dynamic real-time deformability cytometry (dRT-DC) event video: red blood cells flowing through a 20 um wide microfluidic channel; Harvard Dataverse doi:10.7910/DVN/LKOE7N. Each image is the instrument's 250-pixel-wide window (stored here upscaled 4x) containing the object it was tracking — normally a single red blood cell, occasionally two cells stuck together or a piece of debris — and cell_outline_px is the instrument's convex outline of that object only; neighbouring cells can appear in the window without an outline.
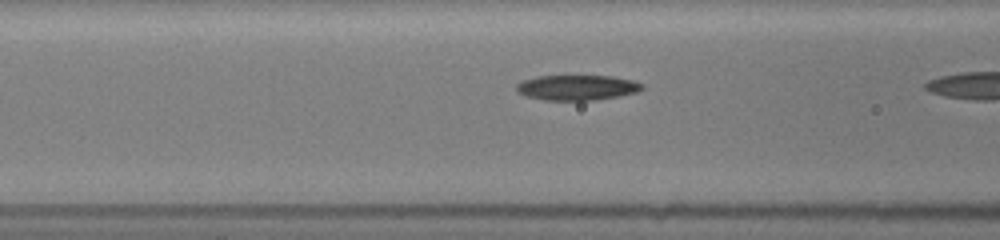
{"species": "common noctule bat (a hibernating species)", "species_latin": "Nyctalus noctula", "temperature_condition": "room temperature", "stored_images_in_passage": 11, "camera_frame_rate_fps": 3000, "um_per_image_px": 0.085, "animal": {"sex": "female", "body_mass_g": 19.5, "forearm_length_mm": 54.1}, "frame": {"image": 1, "passage_image": 8, "time_ms": 3.0, "image_size_px": [1000, 240], "cell_outline_px": [[644, 88], [636, 92], [620, 96], [596, 100], [544, 100], [524, 96], [516, 92], [516, 84], [524, 80], [536, 76], [612, 76], [632, 80], [644, 84]], "centroid_in_image_um": [49.03, 7.45], "position_along_channel_um": 117.6, "area_um2": 18.61}}
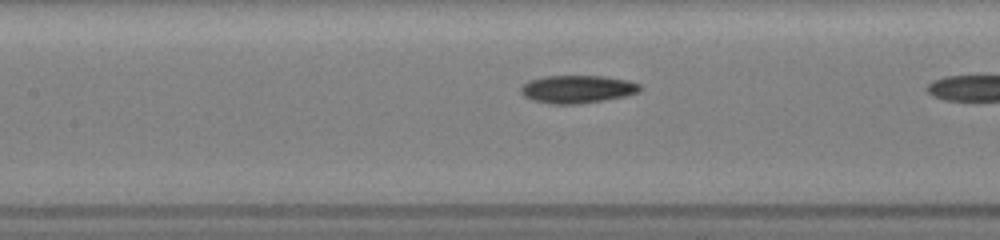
{"frame": {"image": 2, "passage_image": 10, "time_ms": 4.0, "image_size_px": [1000, 240], "cell_outline_px": [[644, 88], [640, 92], [624, 96], [604, 100], [580, 104], [548, 104], [532, 100], [524, 96], [520, 92], [520, 88], [528, 80], [544, 76], [600, 76], [628, 80], [640, 84]], "centroid_in_image_um": [49.07, 7.58], "position_along_channel_um": 158.3, "area_um2": 19.54}}